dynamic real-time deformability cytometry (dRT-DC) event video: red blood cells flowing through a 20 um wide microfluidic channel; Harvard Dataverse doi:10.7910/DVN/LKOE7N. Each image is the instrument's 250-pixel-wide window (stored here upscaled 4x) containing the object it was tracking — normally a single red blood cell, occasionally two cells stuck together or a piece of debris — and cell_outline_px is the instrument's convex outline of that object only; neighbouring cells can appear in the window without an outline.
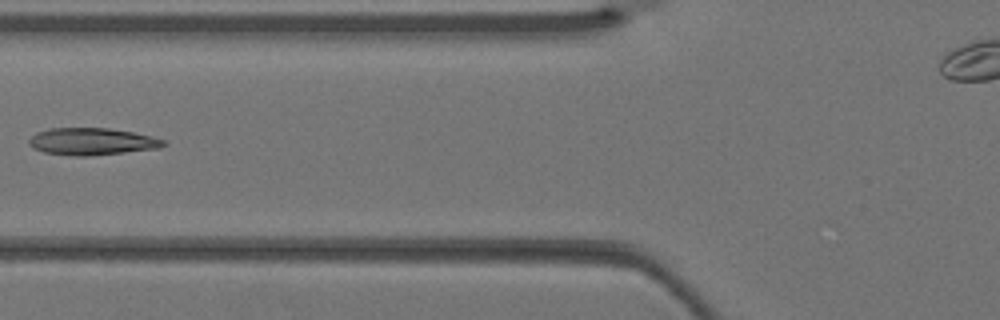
{"species": "Egyptian fruit bat (a non-hibernating species)", "species_latin": "Rousettus aegyptiacus", "temperature_condition": "warm", "stored_images_in_passage": 4, "camera_frame_rate_fps": 3000, "um_per_image_px": 0.085, "animal": {"sex": "female"}, "frame": {"image": 1, "passage_image": 4, "time_ms": 1.0, "image_size_px": [1000, 320], "cell_outline_px": [[168, 144], [160, 148], [88, 156], [76, 156], [44, 152], [32, 148], [28, 144], [28, 140], [36, 132], [48, 128], [108, 128], [132, 132], [152, 136], [164, 140]], "centroid_in_image_um": [7.8, 12.02], "position_along_channel_um": 118.0, "area_um2": 21.27}}